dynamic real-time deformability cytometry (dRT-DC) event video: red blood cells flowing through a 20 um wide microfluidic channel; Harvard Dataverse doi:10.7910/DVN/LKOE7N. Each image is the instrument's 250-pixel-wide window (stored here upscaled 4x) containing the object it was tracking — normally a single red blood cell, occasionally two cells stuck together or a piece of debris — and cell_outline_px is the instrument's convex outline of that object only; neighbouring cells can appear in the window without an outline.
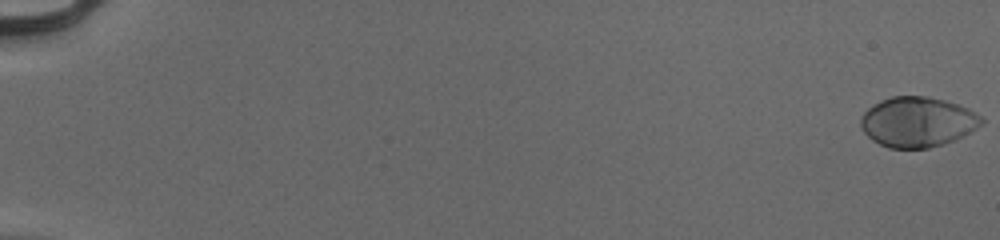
{"species": "human", "species_latin": "Homo sapiens", "temperature_condition": "cold", "stored_images_in_passage": 55, "camera_frame_rate_fps": 3000, "um_per_image_px": 0.085, "donor": {"sex": "male"}, "frame": {"image": 1, "passage_image": 1, "time_ms": 0.0, "image_size_px": [1000, 240], "cell_outline_px": [[984, 124], [972, 132], [956, 140], [944, 144], [928, 148], [888, 148], [872, 140], [864, 132], [860, 124], [860, 116], [868, 108], [880, 100], [892, 96], [928, 96], [944, 100], [968, 108], [976, 112], [984, 120]], "centroid_in_image_um": [78.01, 10.37], "position_along_channel_um": 7.0, "area_um2": 35.6}}
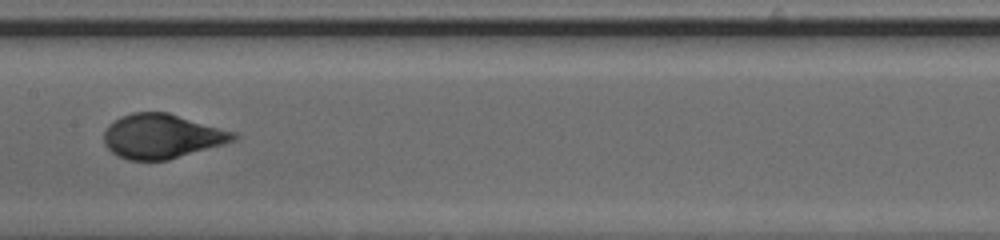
{"frame": {"image": 2, "passage_image": 31, "time_ms": 10.0, "image_size_px": [1000, 240], "cell_outline_px": [[240, 136], [236, 140], [224, 144], [168, 160], [128, 160], [112, 152], [104, 144], [104, 132], [108, 124], [120, 116], [132, 112], [168, 112], [236, 132]], "centroid_in_image_um": [13.77, 11.57], "position_along_channel_um": 193.6, "area_um2": 33.7}}
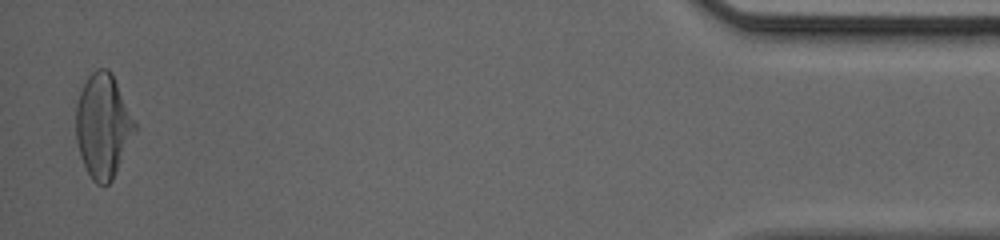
{"frame": {"image": 3, "passage_image": 54, "time_ms": 17.667, "image_size_px": [1000, 240], "cell_outline_px": [[136, 132], [112, 180], [108, 184], [96, 184], [92, 180], [80, 156], [76, 140], [76, 104], [80, 92], [88, 76], [96, 68], [108, 68], [112, 72], [136, 120]], "centroid_in_image_um": [8.77, 10.67], "position_along_channel_um": 426.4, "area_um2": 35.95}, "authors_computed_cell_mechanics": {"area_um2": 34.0442, "velocity_mm_per_s": 3.9927, "shape_relaxation_time_tau1_ms": 4.1827, "shape_relaxation_time_tau2_ms": null, "deformation_change_tau1": 0.2259, "deformation_change_tau2": null}}